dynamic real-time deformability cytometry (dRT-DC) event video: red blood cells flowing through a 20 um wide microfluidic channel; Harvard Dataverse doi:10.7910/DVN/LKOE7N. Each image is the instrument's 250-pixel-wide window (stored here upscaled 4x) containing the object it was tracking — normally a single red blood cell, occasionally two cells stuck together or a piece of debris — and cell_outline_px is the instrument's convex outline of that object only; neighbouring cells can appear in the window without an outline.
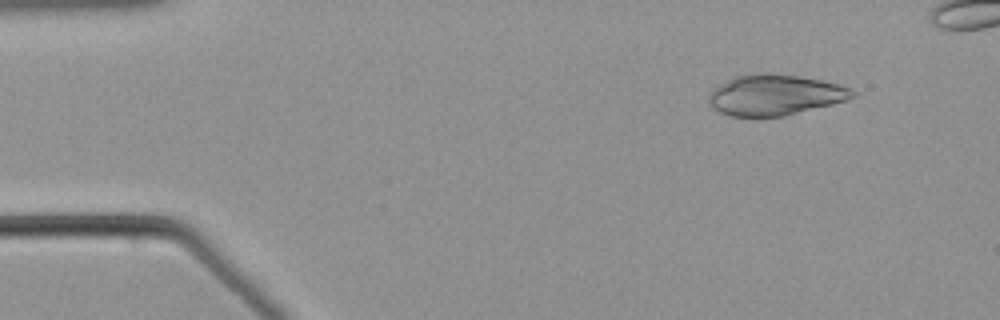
{"species": "common noctule bat (a hibernating species)", "species_latin": "Nyctalus noctula", "temperature_condition": "warm", "stored_images_in_passage": 50, "camera_frame_rate_fps": 3000, "um_per_image_px": 0.085, "animal": {"sex": "male", "body_mass_g": 21.5, "forearm_length_mm": 52.0}, "frame": {"image": 1, "passage_image": 6, "time_ms": 1.667, "image_size_px": [1000, 320], "cell_outline_px": [[856, 96], [848, 100], [784, 116], [756, 120], [732, 116], [720, 112], [712, 108], [708, 104], [708, 96], [720, 84], [736, 76], [800, 76], [840, 84], [852, 88], [856, 92]], "centroid_in_image_um": [65.89, 8.16], "position_along_channel_um": 19.1, "area_um2": 33.87}}